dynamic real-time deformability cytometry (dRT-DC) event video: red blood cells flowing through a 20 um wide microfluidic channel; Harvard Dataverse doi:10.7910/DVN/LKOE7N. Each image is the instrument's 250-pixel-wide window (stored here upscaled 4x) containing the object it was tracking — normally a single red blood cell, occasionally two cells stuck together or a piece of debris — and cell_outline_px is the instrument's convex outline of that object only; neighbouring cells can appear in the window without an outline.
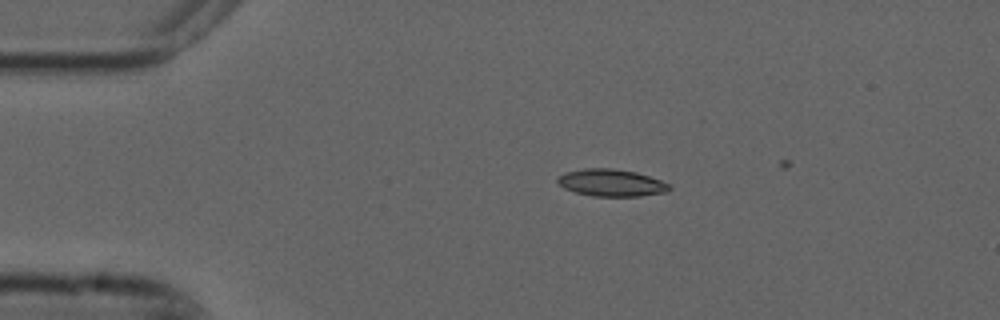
{"species": "common noctule bat (a hibernating species)", "species_latin": "Nyctalus noctula", "temperature_condition": "cold", "stored_images_in_passage": 3, "camera_frame_rate_fps": 3000, "um_per_image_px": 0.085, "animal": {"sex": "male", "forearm_length_mm": 52.5}, "frame": {"image": 1, "passage_image": 1, "time_ms": 0.0, "image_size_px": [1000, 320], "cell_outline_px": [[672, 188], [668, 192], [640, 196], [592, 196], [576, 192], [564, 188], [556, 180], [564, 172], [584, 168], [612, 168], [636, 172], [660, 180], [668, 184]], "centroid_in_image_um": [51.97, 15.53], "position_along_channel_um": 33.0, "area_um2": 17.63}}